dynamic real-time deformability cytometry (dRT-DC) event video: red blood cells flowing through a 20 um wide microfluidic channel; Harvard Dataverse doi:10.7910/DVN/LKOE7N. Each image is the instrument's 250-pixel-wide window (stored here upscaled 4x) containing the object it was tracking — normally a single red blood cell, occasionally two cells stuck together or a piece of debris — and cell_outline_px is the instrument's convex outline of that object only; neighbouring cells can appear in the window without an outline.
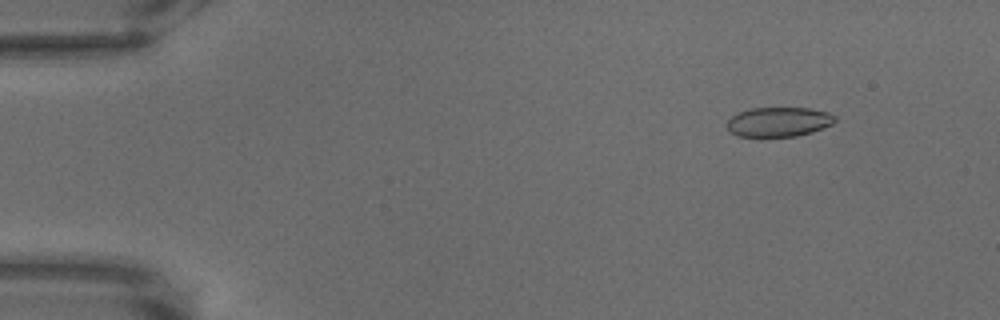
{"species": "common noctule bat (a hibernating species)", "species_latin": "Nyctalus noctula", "temperature_condition": "warm", "stored_images_in_passage": 69, "camera_frame_rate_fps": 3000, "um_per_image_px": 0.085, "animal": {"sex": "male", "body_mass_g": 18.8}, "frame": {"image": 1, "passage_image": 8, "time_ms": 2.333, "image_size_px": [1000, 320], "cell_outline_px": [[836, 120], [832, 124], [812, 132], [796, 136], [736, 136], [728, 132], [728, 120], [732, 116], [740, 112], [752, 108], [812, 108], [828, 112], [836, 116]], "centroid_in_image_um": [66.2, 10.36], "position_along_channel_um": 18.8, "area_um2": 18.55}}
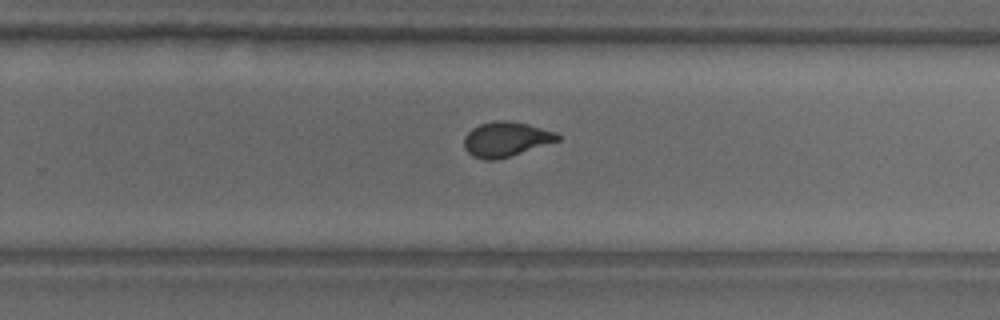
{"frame": {"image": 2, "passage_image": 45, "time_ms": 14.667, "image_size_px": [1000, 320], "cell_outline_px": [[560, 140], [496, 160], [484, 160], [472, 156], [464, 148], [464, 136], [472, 128], [480, 124], [492, 120], [508, 120], [528, 124], [556, 132], [560, 136]], "centroid_in_image_um": [42.97, 11.82], "position_along_channel_um": 286.8, "area_um2": 18.96}}
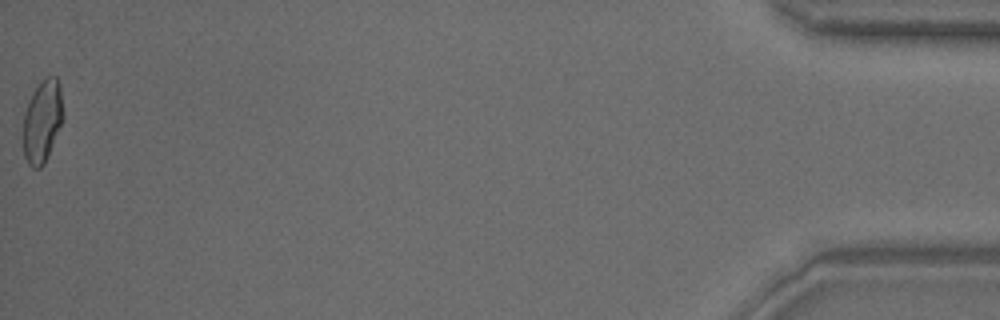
{"frame": {"image": 3, "passage_image": 69, "time_ms": 22.667, "image_size_px": [1000, 320], "cell_outline_px": [[64, 116], [44, 164], [40, 168], [32, 168], [28, 164], [24, 156], [24, 112], [32, 92], [44, 76], [56, 76], [60, 84]], "centroid_in_image_um": [3.6, 10.25], "position_along_channel_um": 431.6, "area_um2": 19.19}}